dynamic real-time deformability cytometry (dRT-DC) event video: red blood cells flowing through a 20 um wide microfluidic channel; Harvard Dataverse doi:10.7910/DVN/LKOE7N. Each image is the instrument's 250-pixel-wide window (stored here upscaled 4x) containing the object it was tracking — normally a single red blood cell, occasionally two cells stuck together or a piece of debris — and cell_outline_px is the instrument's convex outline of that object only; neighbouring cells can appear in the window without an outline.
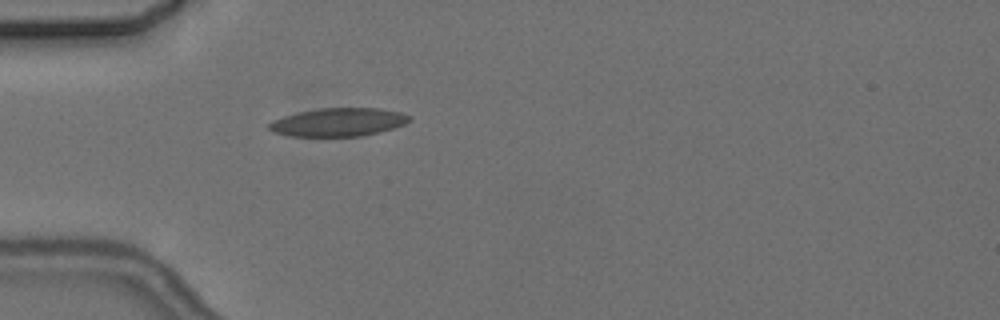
{"species": "common noctule bat (a hibernating species)", "species_latin": "Nyctalus noctula", "temperature_condition": "cold", "stored_images_in_passage": 4, "camera_frame_rate_fps": 3000, "um_per_image_px": 0.085, "animal": {"sex": "female", "body_mass_g": 24.6, "forearm_length_mm": 56.2}, "frame": {"image": 1, "passage_image": 4, "time_ms": 4.333, "image_size_px": [1000, 320], "cell_outline_px": [[412, 120], [404, 124], [380, 132], [360, 136], [288, 136], [272, 132], [268, 128], [268, 124], [272, 120], [296, 112], [320, 108], [380, 108], [400, 112], [412, 116]], "centroid_in_image_um": [28.75, 10.38], "position_along_channel_um": 56.3, "area_um2": 23.29}}